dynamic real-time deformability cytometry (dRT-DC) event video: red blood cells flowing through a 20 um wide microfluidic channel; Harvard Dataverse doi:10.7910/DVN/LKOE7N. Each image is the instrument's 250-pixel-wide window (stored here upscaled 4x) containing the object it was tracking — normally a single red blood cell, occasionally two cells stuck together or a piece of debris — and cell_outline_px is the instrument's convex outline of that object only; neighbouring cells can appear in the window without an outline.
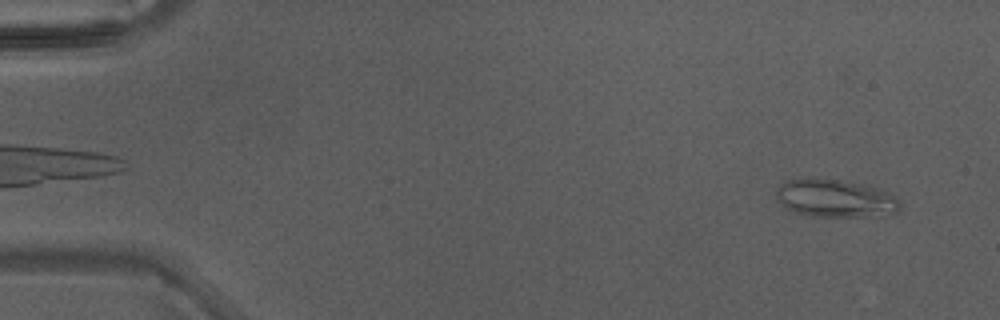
{"species": "Egyptian fruit bat (a non-hibernating species)", "species_latin": "Rousettus aegyptiacus", "temperature_condition": "warm", "stored_images_in_passage": 46, "segment_of_instrument_passage": [1, 2], "camera_frame_rate_fps": 3000, "um_per_image_px": 0.085, "animal": {"sex": "male"}, "frame": {"image": 1, "passage_image": 3, "time_ms": 0.667, "image_size_px": [1000, 320], "cell_outline_px": [[900, 212], [888, 216], [808, 216], [792, 212], [780, 204], [776, 196], [776, 192], [780, 184], [788, 180], [844, 180], [876, 188], [896, 196], [900, 200]], "centroid_in_image_um": [71.05, 16.9], "position_along_channel_um": 13.9, "area_um2": 27.17}}
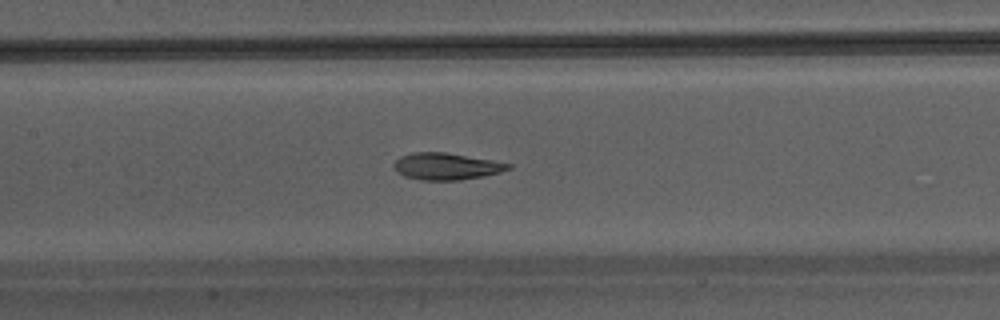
{"frame": {"image": 2, "passage_image": 22, "time_ms": 7.0, "image_size_px": [1000, 320], "cell_outline_px": [[512, 168], [500, 172], [484, 176], [460, 180], [420, 180], [404, 176], [396, 172], [392, 164], [400, 156], [412, 152], [444, 152], [492, 160], [512, 164]], "centroid_in_image_um": [37.91, 14.14], "position_along_channel_um": 169.5, "area_um2": 17.98}}
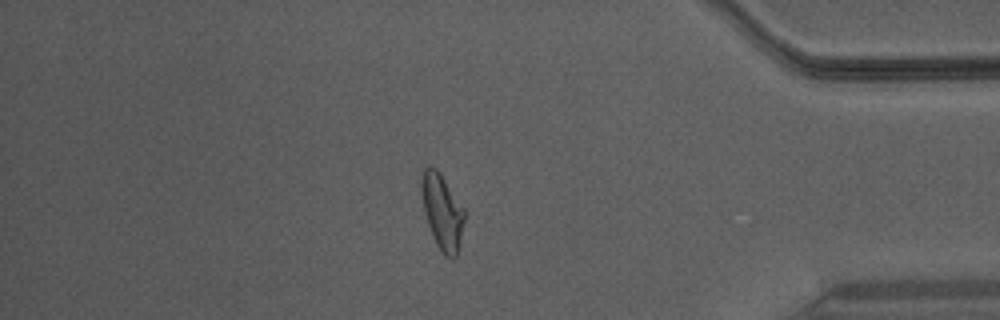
{"frame": {"image": 3, "passage_image": 39, "time_ms": 12.667, "image_size_px": [1000, 320], "cell_outline_px": [[464, 220], [456, 256], [452, 260], [444, 256], [436, 244], [428, 224], [424, 212], [420, 188], [420, 180], [424, 168], [436, 168], [464, 208]], "centroid_in_image_um": [37.56, 18.01], "position_along_channel_um": 397.6, "area_um2": 18.55}}